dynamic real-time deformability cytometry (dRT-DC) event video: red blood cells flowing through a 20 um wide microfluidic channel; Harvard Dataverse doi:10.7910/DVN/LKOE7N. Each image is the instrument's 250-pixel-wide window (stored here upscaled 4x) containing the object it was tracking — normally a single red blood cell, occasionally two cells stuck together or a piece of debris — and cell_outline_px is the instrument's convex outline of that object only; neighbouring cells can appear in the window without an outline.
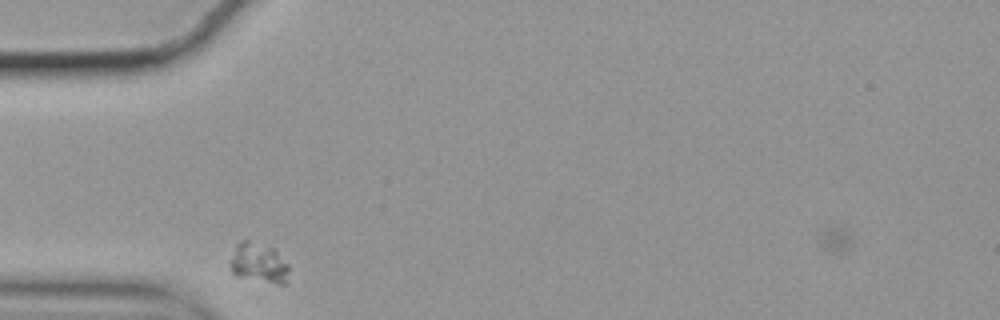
{"species": "common noctule bat (a hibernating species)", "species_latin": "Nyctalus noctula", "temperature_condition": "cold", "stored_images_in_passage": 4, "camera_frame_rate_fps": 3000, "um_per_image_px": 0.085, "animal": {"sex": "female", "body_mass_g": 19.9}, "frame": {"image": 1, "passage_image": 2, "time_ms": 0.333, "image_size_px": [1000, 320], "cell_outline_px": [[288, 272], [284, 284], [276, 284], [236, 276], [232, 272], [232, 260], [236, 244], [240, 240], [248, 240], [272, 248], [288, 264]], "centroid_in_image_um": [21.99, 22.36], "position_along_channel_um": 63.0, "area_um2": 13.24}}